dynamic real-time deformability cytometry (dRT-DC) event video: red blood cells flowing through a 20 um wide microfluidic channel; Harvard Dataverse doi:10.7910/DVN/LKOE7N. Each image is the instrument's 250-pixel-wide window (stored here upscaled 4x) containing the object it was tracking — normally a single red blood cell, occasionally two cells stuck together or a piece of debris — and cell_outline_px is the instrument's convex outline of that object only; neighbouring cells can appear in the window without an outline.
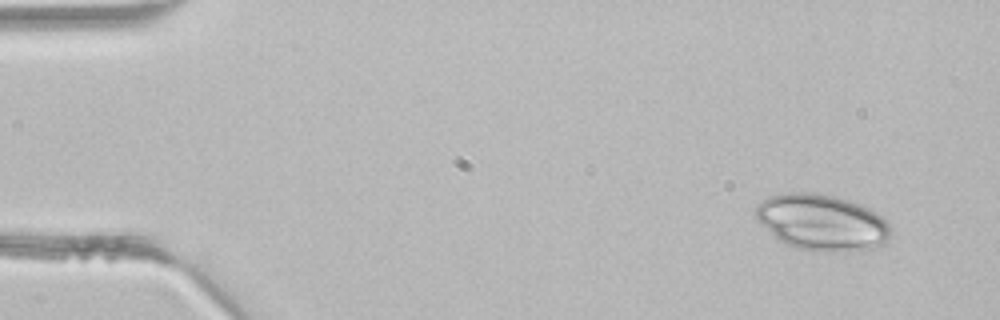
{"species": "common noctule bat (a hibernating species)", "species_latin": "Nyctalus noctula", "temperature_condition": "room temperature", "stored_images_in_passage": 41, "camera_frame_rate_fps": 3000, "um_per_image_px": 0.085, "animal": {"sex": "male", "body_mass_g": 21.5, "forearm_length_mm": 52.0}, "frame": {"image": 1, "passage_image": 1, "time_ms": 0.0, "image_size_px": [1000, 320], "cell_outline_px": [[892, 232], [888, 240], [880, 248], [844, 252], [836, 252], [796, 248], [784, 244], [776, 240], [756, 220], [756, 204], [768, 196], [784, 192], [812, 192], [832, 196], [848, 200], [860, 204], [868, 208], [880, 216], [892, 228]], "centroid_in_image_um": [69.84, 18.92], "position_along_channel_um": 15.2, "area_um2": 44.74}}
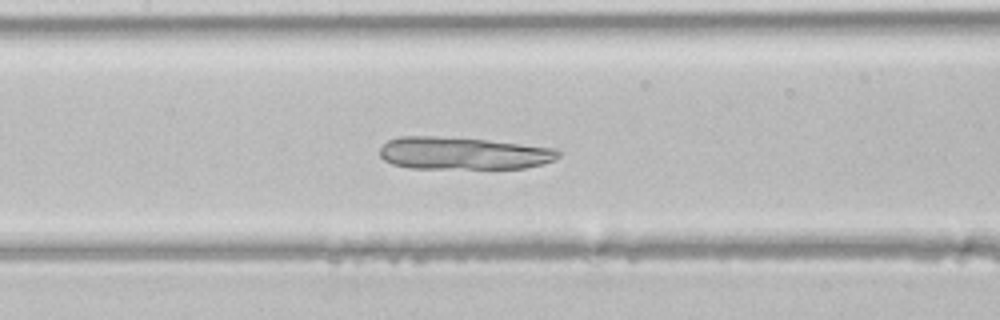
{"frame": {"image": 2, "passage_image": 18, "time_ms": 5.667, "image_size_px": [1000, 320], "cell_outline_px": [[560, 156], [556, 160], [524, 168], [408, 168], [392, 164], [384, 160], [380, 156], [380, 148], [388, 140], [400, 136], [436, 136], [488, 140], [556, 148], [560, 152]], "centroid_in_image_um": [39.36, 13.03], "position_along_channel_um": 168.0, "area_um2": 33.81}}
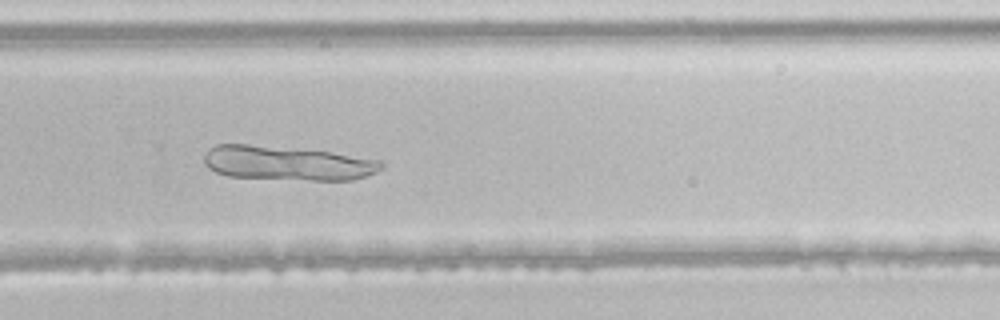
{"frame": {"image": 3, "passage_image": 27, "time_ms": 8.667, "image_size_px": [1000, 320], "cell_outline_px": [[384, 168], [376, 172], [352, 180], [312, 180], [228, 176], [216, 172], [208, 168], [204, 164], [204, 156], [208, 148], [216, 144], [248, 144], [328, 152], [384, 160]], "centroid_in_image_um": [24.42, 13.87], "position_along_channel_um": 305.4, "area_um2": 35.32}}